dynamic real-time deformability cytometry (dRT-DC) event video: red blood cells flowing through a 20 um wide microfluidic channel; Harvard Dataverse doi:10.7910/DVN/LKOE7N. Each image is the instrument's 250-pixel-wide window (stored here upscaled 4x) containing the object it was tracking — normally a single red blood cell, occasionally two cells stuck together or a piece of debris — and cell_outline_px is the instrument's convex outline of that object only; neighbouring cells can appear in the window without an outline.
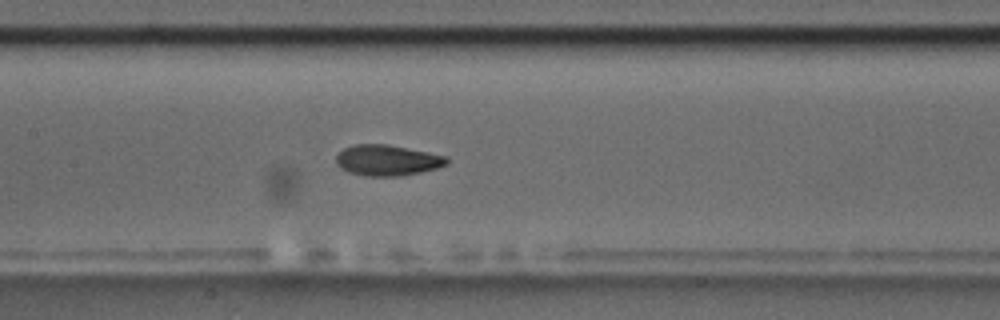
{"species": "common noctule bat (a hibernating species)", "species_latin": "Nyctalus noctula", "temperature_condition": "room temperature", "stored_images_in_passage": 29, "camera_frame_rate_fps": 3000, "um_per_image_px": 0.085, "animal": {"sex": "male", "body_mass_g": 17.5, "forearm_length_mm": 52.3}, "frame": {"image": 1, "passage_image": 17, "time_ms": 5.333, "image_size_px": [1000, 320], "cell_outline_px": [[448, 164], [436, 168], [420, 172], [400, 176], [364, 176], [348, 172], [340, 168], [336, 164], [336, 156], [344, 148], [356, 144], [388, 144], [448, 156]], "centroid_in_image_um": [32.91, 13.62], "position_along_channel_um": 174.5, "area_um2": 19.94}}
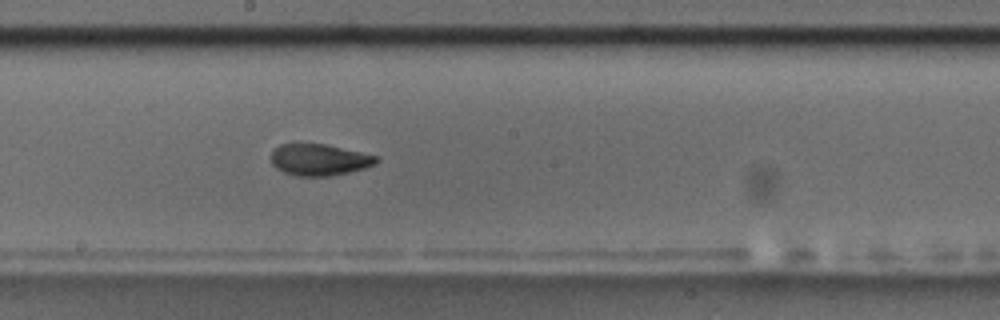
{"frame": {"image": 2, "passage_image": 21, "time_ms": 6.667, "image_size_px": [1000, 320], "cell_outline_px": [[380, 160], [376, 164], [364, 168], [332, 176], [296, 176], [284, 172], [276, 168], [272, 164], [272, 152], [280, 144], [324, 144], [380, 156]], "centroid_in_image_um": [27.18, 13.59], "position_along_channel_um": 221.0, "area_um2": 19.31}}